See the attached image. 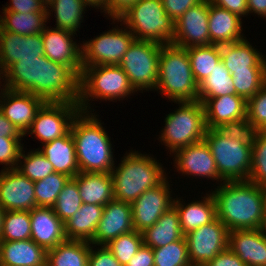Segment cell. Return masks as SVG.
<instances>
[{
  "instance_id": "1",
  "label": "cell",
  "mask_w": 266,
  "mask_h": 266,
  "mask_svg": "<svg viewBox=\"0 0 266 266\" xmlns=\"http://www.w3.org/2000/svg\"><path fill=\"white\" fill-rule=\"evenodd\" d=\"M79 78L72 68L42 55L12 64L0 76V86L32 93L45 102L78 103Z\"/></svg>"
},
{
  "instance_id": "2",
  "label": "cell",
  "mask_w": 266,
  "mask_h": 266,
  "mask_svg": "<svg viewBox=\"0 0 266 266\" xmlns=\"http://www.w3.org/2000/svg\"><path fill=\"white\" fill-rule=\"evenodd\" d=\"M211 190L217 218L232 230L259 229L266 211L264 187L248 180L227 181Z\"/></svg>"
},
{
  "instance_id": "3",
  "label": "cell",
  "mask_w": 266,
  "mask_h": 266,
  "mask_svg": "<svg viewBox=\"0 0 266 266\" xmlns=\"http://www.w3.org/2000/svg\"><path fill=\"white\" fill-rule=\"evenodd\" d=\"M98 117L80 111L71 124L80 172L110 173L116 164L111 139Z\"/></svg>"
},
{
  "instance_id": "4",
  "label": "cell",
  "mask_w": 266,
  "mask_h": 266,
  "mask_svg": "<svg viewBox=\"0 0 266 266\" xmlns=\"http://www.w3.org/2000/svg\"><path fill=\"white\" fill-rule=\"evenodd\" d=\"M120 161L110 172L113 197L118 201L132 204L146 190L155 188L168 176L159 160L140 151L126 152Z\"/></svg>"
},
{
  "instance_id": "5",
  "label": "cell",
  "mask_w": 266,
  "mask_h": 266,
  "mask_svg": "<svg viewBox=\"0 0 266 266\" xmlns=\"http://www.w3.org/2000/svg\"><path fill=\"white\" fill-rule=\"evenodd\" d=\"M158 70L154 91L174 103L198 100L199 85L194 79L186 48L162 45Z\"/></svg>"
},
{
  "instance_id": "6",
  "label": "cell",
  "mask_w": 266,
  "mask_h": 266,
  "mask_svg": "<svg viewBox=\"0 0 266 266\" xmlns=\"http://www.w3.org/2000/svg\"><path fill=\"white\" fill-rule=\"evenodd\" d=\"M136 92L119 65L83 66L79 78L78 105L81 112L92 113L95 110L91 109L90 100L115 102Z\"/></svg>"
},
{
  "instance_id": "7",
  "label": "cell",
  "mask_w": 266,
  "mask_h": 266,
  "mask_svg": "<svg viewBox=\"0 0 266 266\" xmlns=\"http://www.w3.org/2000/svg\"><path fill=\"white\" fill-rule=\"evenodd\" d=\"M178 109L165 117L159 141L170 151V155L180 148L204 140L207 126L203 103L199 100L176 102ZM163 142V143H162Z\"/></svg>"
},
{
  "instance_id": "8",
  "label": "cell",
  "mask_w": 266,
  "mask_h": 266,
  "mask_svg": "<svg viewBox=\"0 0 266 266\" xmlns=\"http://www.w3.org/2000/svg\"><path fill=\"white\" fill-rule=\"evenodd\" d=\"M136 40H149L161 44H172L175 22L166 14L161 0H139L119 19Z\"/></svg>"
},
{
  "instance_id": "9",
  "label": "cell",
  "mask_w": 266,
  "mask_h": 266,
  "mask_svg": "<svg viewBox=\"0 0 266 266\" xmlns=\"http://www.w3.org/2000/svg\"><path fill=\"white\" fill-rule=\"evenodd\" d=\"M204 140L210 148L223 182L248 180L252 150L224 135L218 128H207Z\"/></svg>"
},
{
  "instance_id": "10",
  "label": "cell",
  "mask_w": 266,
  "mask_h": 266,
  "mask_svg": "<svg viewBox=\"0 0 266 266\" xmlns=\"http://www.w3.org/2000/svg\"><path fill=\"white\" fill-rule=\"evenodd\" d=\"M162 45L154 41L135 39L118 64L137 93L156 88Z\"/></svg>"
},
{
  "instance_id": "11",
  "label": "cell",
  "mask_w": 266,
  "mask_h": 266,
  "mask_svg": "<svg viewBox=\"0 0 266 266\" xmlns=\"http://www.w3.org/2000/svg\"><path fill=\"white\" fill-rule=\"evenodd\" d=\"M111 29L91 40L82 42L83 66L118 65L120 63L135 37L126 26L118 27L117 25Z\"/></svg>"
},
{
  "instance_id": "12",
  "label": "cell",
  "mask_w": 266,
  "mask_h": 266,
  "mask_svg": "<svg viewBox=\"0 0 266 266\" xmlns=\"http://www.w3.org/2000/svg\"><path fill=\"white\" fill-rule=\"evenodd\" d=\"M79 112L78 103L45 102L24 136L34 135L42 144L63 137L70 131L72 121Z\"/></svg>"
},
{
  "instance_id": "13",
  "label": "cell",
  "mask_w": 266,
  "mask_h": 266,
  "mask_svg": "<svg viewBox=\"0 0 266 266\" xmlns=\"http://www.w3.org/2000/svg\"><path fill=\"white\" fill-rule=\"evenodd\" d=\"M190 264L204 266L228 248L229 230L216 217L212 222L190 231L185 236Z\"/></svg>"
},
{
  "instance_id": "14",
  "label": "cell",
  "mask_w": 266,
  "mask_h": 266,
  "mask_svg": "<svg viewBox=\"0 0 266 266\" xmlns=\"http://www.w3.org/2000/svg\"><path fill=\"white\" fill-rule=\"evenodd\" d=\"M168 177L155 188L146 190L132 204L134 230L142 233L173 207L174 198ZM171 190V191H170Z\"/></svg>"
},
{
  "instance_id": "15",
  "label": "cell",
  "mask_w": 266,
  "mask_h": 266,
  "mask_svg": "<svg viewBox=\"0 0 266 266\" xmlns=\"http://www.w3.org/2000/svg\"><path fill=\"white\" fill-rule=\"evenodd\" d=\"M208 20L209 0H203L175 21L172 44L181 48L212 45Z\"/></svg>"
},
{
  "instance_id": "16",
  "label": "cell",
  "mask_w": 266,
  "mask_h": 266,
  "mask_svg": "<svg viewBox=\"0 0 266 266\" xmlns=\"http://www.w3.org/2000/svg\"><path fill=\"white\" fill-rule=\"evenodd\" d=\"M0 206L5 211H31L36 208L34 181L17 169H1Z\"/></svg>"
},
{
  "instance_id": "17",
  "label": "cell",
  "mask_w": 266,
  "mask_h": 266,
  "mask_svg": "<svg viewBox=\"0 0 266 266\" xmlns=\"http://www.w3.org/2000/svg\"><path fill=\"white\" fill-rule=\"evenodd\" d=\"M0 111L25 135L45 101L29 92L15 91L0 86Z\"/></svg>"
},
{
  "instance_id": "18",
  "label": "cell",
  "mask_w": 266,
  "mask_h": 266,
  "mask_svg": "<svg viewBox=\"0 0 266 266\" xmlns=\"http://www.w3.org/2000/svg\"><path fill=\"white\" fill-rule=\"evenodd\" d=\"M174 168L182 176L207 178L220 181L215 160L205 140L180 148L173 153ZM175 159V160H174Z\"/></svg>"
},
{
  "instance_id": "19",
  "label": "cell",
  "mask_w": 266,
  "mask_h": 266,
  "mask_svg": "<svg viewBox=\"0 0 266 266\" xmlns=\"http://www.w3.org/2000/svg\"><path fill=\"white\" fill-rule=\"evenodd\" d=\"M44 55L50 60L72 68L79 76L82 74V43L74 40L77 34L66 30L45 27L41 32Z\"/></svg>"
},
{
  "instance_id": "20",
  "label": "cell",
  "mask_w": 266,
  "mask_h": 266,
  "mask_svg": "<svg viewBox=\"0 0 266 266\" xmlns=\"http://www.w3.org/2000/svg\"><path fill=\"white\" fill-rule=\"evenodd\" d=\"M133 230L131 204L113 199L104 206L91 244L106 245L118 236Z\"/></svg>"
},
{
  "instance_id": "21",
  "label": "cell",
  "mask_w": 266,
  "mask_h": 266,
  "mask_svg": "<svg viewBox=\"0 0 266 266\" xmlns=\"http://www.w3.org/2000/svg\"><path fill=\"white\" fill-rule=\"evenodd\" d=\"M42 55L44 46L41 33L25 36L0 27V76L17 61Z\"/></svg>"
},
{
  "instance_id": "22",
  "label": "cell",
  "mask_w": 266,
  "mask_h": 266,
  "mask_svg": "<svg viewBox=\"0 0 266 266\" xmlns=\"http://www.w3.org/2000/svg\"><path fill=\"white\" fill-rule=\"evenodd\" d=\"M30 212L31 236L37 245L46 251L65 242L64 223L56 216L52 207H36Z\"/></svg>"
},
{
  "instance_id": "23",
  "label": "cell",
  "mask_w": 266,
  "mask_h": 266,
  "mask_svg": "<svg viewBox=\"0 0 266 266\" xmlns=\"http://www.w3.org/2000/svg\"><path fill=\"white\" fill-rule=\"evenodd\" d=\"M221 61L231 73L242 71H266V57L245 38L220 45Z\"/></svg>"
},
{
  "instance_id": "24",
  "label": "cell",
  "mask_w": 266,
  "mask_h": 266,
  "mask_svg": "<svg viewBox=\"0 0 266 266\" xmlns=\"http://www.w3.org/2000/svg\"><path fill=\"white\" fill-rule=\"evenodd\" d=\"M198 100L203 103L207 128H219L226 122L246 118L247 101L239 95Z\"/></svg>"
},
{
  "instance_id": "25",
  "label": "cell",
  "mask_w": 266,
  "mask_h": 266,
  "mask_svg": "<svg viewBox=\"0 0 266 266\" xmlns=\"http://www.w3.org/2000/svg\"><path fill=\"white\" fill-rule=\"evenodd\" d=\"M242 18L227 9L216 6L209 0V36L213 45L241 41L244 37Z\"/></svg>"
},
{
  "instance_id": "26",
  "label": "cell",
  "mask_w": 266,
  "mask_h": 266,
  "mask_svg": "<svg viewBox=\"0 0 266 266\" xmlns=\"http://www.w3.org/2000/svg\"><path fill=\"white\" fill-rule=\"evenodd\" d=\"M228 248L247 266H266V239L259 229L229 231Z\"/></svg>"
},
{
  "instance_id": "27",
  "label": "cell",
  "mask_w": 266,
  "mask_h": 266,
  "mask_svg": "<svg viewBox=\"0 0 266 266\" xmlns=\"http://www.w3.org/2000/svg\"><path fill=\"white\" fill-rule=\"evenodd\" d=\"M206 194L201 197L203 199L187 204L183 203L185 201L183 199L181 201L179 197L174 198L173 207L178 213L181 231L184 235L212 222L217 217L215 198L212 192Z\"/></svg>"
},
{
  "instance_id": "28",
  "label": "cell",
  "mask_w": 266,
  "mask_h": 266,
  "mask_svg": "<svg viewBox=\"0 0 266 266\" xmlns=\"http://www.w3.org/2000/svg\"><path fill=\"white\" fill-rule=\"evenodd\" d=\"M47 251L33 240L0 241V266H46Z\"/></svg>"
},
{
  "instance_id": "29",
  "label": "cell",
  "mask_w": 266,
  "mask_h": 266,
  "mask_svg": "<svg viewBox=\"0 0 266 266\" xmlns=\"http://www.w3.org/2000/svg\"><path fill=\"white\" fill-rule=\"evenodd\" d=\"M42 147L37 148L38 151L53 165L56 173L74 178L80 172L71 131L63 137L42 144Z\"/></svg>"
},
{
  "instance_id": "30",
  "label": "cell",
  "mask_w": 266,
  "mask_h": 266,
  "mask_svg": "<svg viewBox=\"0 0 266 266\" xmlns=\"http://www.w3.org/2000/svg\"><path fill=\"white\" fill-rule=\"evenodd\" d=\"M72 179L83 203L105 206L114 199L110 173L79 172Z\"/></svg>"
},
{
  "instance_id": "31",
  "label": "cell",
  "mask_w": 266,
  "mask_h": 266,
  "mask_svg": "<svg viewBox=\"0 0 266 266\" xmlns=\"http://www.w3.org/2000/svg\"><path fill=\"white\" fill-rule=\"evenodd\" d=\"M104 206L83 203L71 218L64 222L67 240L92 241Z\"/></svg>"
},
{
  "instance_id": "32",
  "label": "cell",
  "mask_w": 266,
  "mask_h": 266,
  "mask_svg": "<svg viewBox=\"0 0 266 266\" xmlns=\"http://www.w3.org/2000/svg\"><path fill=\"white\" fill-rule=\"evenodd\" d=\"M143 243L152 249L163 247L184 238L179 216L174 207L164 212L157 222L142 232Z\"/></svg>"
},
{
  "instance_id": "33",
  "label": "cell",
  "mask_w": 266,
  "mask_h": 266,
  "mask_svg": "<svg viewBox=\"0 0 266 266\" xmlns=\"http://www.w3.org/2000/svg\"><path fill=\"white\" fill-rule=\"evenodd\" d=\"M88 6L82 0H53L46 8L47 20L54 12L57 29L77 34ZM51 9V10H50ZM52 12V13H51Z\"/></svg>"
},
{
  "instance_id": "34",
  "label": "cell",
  "mask_w": 266,
  "mask_h": 266,
  "mask_svg": "<svg viewBox=\"0 0 266 266\" xmlns=\"http://www.w3.org/2000/svg\"><path fill=\"white\" fill-rule=\"evenodd\" d=\"M91 243L66 240L47 250L46 266H88Z\"/></svg>"
},
{
  "instance_id": "35",
  "label": "cell",
  "mask_w": 266,
  "mask_h": 266,
  "mask_svg": "<svg viewBox=\"0 0 266 266\" xmlns=\"http://www.w3.org/2000/svg\"><path fill=\"white\" fill-rule=\"evenodd\" d=\"M0 27L6 31L19 35H35L41 33L47 26V12H2Z\"/></svg>"
},
{
  "instance_id": "36",
  "label": "cell",
  "mask_w": 266,
  "mask_h": 266,
  "mask_svg": "<svg viewBox=\"0 0 266 266\" xmlns=\"http://www.w3.org/2000/svg\"><path fill=\"white\" fill-rule=\"evenodd\" d=\"M186 50L194 79L199 85L221 61L220 45L192 46Z\"/></svg>"
},
{
  "instance_id": "37",
  "label": "cell",
  "mask_w": 266,
  "mask_h": 266,
  "mask_svg": "<svg viewBox=\"0 0 266 266\" xmlns=\"http://www.w3.org/2000/svg\"><path fill=\"white\" fill-rule=\"evenodd\" d=\"M228 94H236L235 87L230 72L220 61L211 74L199 84L198 98H213Z\"/></svg>"
},
{
  "instance_id": "38",
  "label": "cell",
  "mask_w": 266,
  "mask_h": 266,
  "mask_svg": "<svg viewBox=\"0 0 266 266\" xmlns=\"http://www.w3.org/2000/svg\"><path fill=\"white\" fill-rule=\"evenodd\" d=\"M17 170L34 182L55 172L53 165L38 149H31L28 153L22 149Z\"/></svg>"
},
{
  "instance_id": "39",
  "label": "cell",
  "mask_w": 266,
  "mask_h": 266,
  "mask_svg": "<svg viewBox=\"0 0 266 266\" xmlns=\"http://www.w3.org/2000/svg\"><path fill=\"white\" fill-rule=\"evenodd\" d=\"M31 236L29 211H5L0 241L27 240Z\"/></svg>"
},
{
  "instance_id": "40",
  "label": "cell",
  "mask_w": 266,
  "mask_h": 266,
  "mask_svg": "<svg viewBox=\"0 0 266 266\" xmlns=\"http://www.w3.org/2000/svg\"><path fill=\"white\" fill-rule=\"evenodd\" d=\"M70 177L62 173H52L34 182L37 207H52Z\"/></svg>"
},
{
  "instance_id": "41",
  "label": "cell",
  "mask_w": 266,
  "mask_h": 266,
  "mask_svg": "<svg viewBox=\"0 0 266 266\" xmlns=\"http://www.w3.org/2000/svg\"><path fill=\"white\" fill-rule=\"evenodd\" d=\"M154 266H192L185 237L153 249Z\"/></svg>"
},
{
  "instance_id": "42",
  "label": "cell",
  "mask_w": 266,
  "mask_h": 266,
  "mask_svg": "<svg viewBox=\"0 0 266 266\" xmlns=\"http://www.w3.org/2000/svg\"><path fill=\"white\" fill-rule=\"evenodd\" d=\"M82 204L77 183L70 178L52 208L56 216L64 223L79 211Z\"/></svg>"
},
{
  "instance_id": "43",
  "label": "cell",
  "mask_w": 266,
  "mask_h": 266,
  "mask_svg": "<svg viewBox=\"0 0 266 266\" xmlns=\"http://www.w3.org/2000/svg\"><path fill=\"white\" fill-rule=\"evenodd\" d=\"M142 233L133 230L129 233L122 234L117 238L111 240L106 246L120 262L125 266L129 259L140 249L143 245Z\"/></svg>"
},
{
  "instance_id": "44",
  "label": "cell",
  "mask_w": 266,
  "mask_h": 266,
  "mask_svg": "<svg viewBox=\"0 0 266 266\" xmlns=\"http://www.w3.org/2000/svg\"><path fill=\"white\" fill-rule=\"evenodd\" d=\"M236 95L246 101L266 84V71H242L231 73Z\"/></svg>"
},
{
  "instance_id": "45",
  "label": "cell",
  "mask_w": 266,
  "mask_h": 266,
  "mask_svg": "<svg viewBox=\"0 0 266 266\" xmlns=\"http://www.w3.org/2000/svg\"><path fill=\"white\" fill-rule=\"evenodd\" d=\"M248 181L266 186V131H259L252 149L251 170Z\"/></svg>"
},
{
  "instance_id": "46",
  "label": "cell",
  "mask_w": 266,
  "mask_h": 266,
  "mask_svg": "<svg viewBox=\"0 0 266 266\" xmlns=\"http://www.w3.org/2000/svg\"><path fill=\"white\" fill-rule=\"evenodd\" d=\"M218 129L227 137L240 141L243 146L251 150L254 148L259 132L256 126L249 122L247 118L226 122Z\"/></svg>"
},
{
  "instance_id": "47",
  "label": "cell",
  "mask_w": 266,
  "mask_h": 266,
  "mask_svg": "<svg viewBox=\"0 0 266 266\" xmlns=\"http://www.w3.org/2000/svg\"><path fill=\"white\" fill-rule=\"evenodd\" d=\"M246 118L259 131H266V84L247 100Z\"/></svg>"
},
{
  "instance_id": "48",
  "label": "cell",
  "mask_w": 266,
  "mask_h": 266,
  "mask_svg": "<svg viewBox=\"0 0 266 266\" xmlns=\"http://www.w3.org/2000/svg\"><path fill=\"white\" fill-rule=\"evenodd\" d=\"M23 137H0V164L3 170L17 169Z\"/></svg>"
},
{
  "instance_id": "49",
  "label": "cell",
  "mask_w": 266,
  "mask_h": 266,
  "mask_svg": "<svg viewBox=\"0 0 266 266\" xmlns=\"http://www.w3.org/2000/svg\"><path fill=\"white\" fill-rule=\"evenodd\" d=\"M91 244L88 266H122L106 245L96 247ZM98 248V249H97Z\"/></svg>"
},
{
  "instance_id": "50",
  "label": "cell",
  "mask_w": 266,
  "mask_h": 266,
  "mask_svg": "<svg viewBox=\"0 0 266 266\" xmlns=\"http://www.w3.org/2000/svg\"><path fill=\"white\" fill-rule=\"evenodd\" d=\"M167 15L175 22L189 8L198 5L203 0H161Z\"/></svg>"
},
{
  "instance_id": "51",
  "label": "cell",
  "mask_w": 266,
  "mask_h": 266,
  "mask_svg": "<svg viewBox=\"0 0 266 266\" xmlns=\"http://www.w3.org/2000/svg\"><path fill=\"white\" fill-rule=\"evenodd\" d=\"M10 3L2 8V12H17V13H30V12H46V8L40 0H10Z\"/></svg>"
},
{
  "instance_id": "52",
  "label": "cell",
  "mask_w": 266,
  "mask_h": 266,
  "mask_svg": "<svg viewBox=\"0 0 266 266\" xmlns=\"http://www.w3.org/2000/svg\"><path fill=\"white\" fill-rule=\"evenodd\" d=\"M139 0H107L105 15L107 19H119Z\"/></svg>"
},
{
  "instance_id": "53",
  "label": "cell",
  "mask_w": 266,
  "mask_h": 266,
  "mask_svg": "<svg viewBox=\"0 0 266 266\" xmlns=\"http://www.w3.org/2000/svg\"><path fill=\"white\" fill-rule=\"evenodd\" d=\"M204 266H247L238 255L226 248Z\"/></svg>"
},
{
  "instance_id": "54",
  "label": "cell",
  "mask_w": 266,
  "mask_h": 266,
  "mask_svg": "<svg viewBox=\"0 0 266 266\" xmlns=\"http://www.w3.org/2000/svg\"><path fill=\"white\" fill-rule=\"evenodd\" d=\"M125 266H154L153 249L143 244Z\"/></svg>"
},
{
  "instance_id": "55",
  "label": "cell",
  "mask_w": 266,
  "mask_h": 266,
  "mask_svg": "<svg viewBox=\"0 0 266 266\" xmlns=\"http://www.w3.org/2000/svg\"><path fill=\"white\" fill-rule=\"evenodd\" d=\"M211 2L238 15L240 18L249 14L247 0H211Z\"/></svg>"
},
{
  "instance_id": "56",
  "label": "cell",
  "mask_w": 266,
  "mask_h": 266,
  "mask_svg": "<svg viewBox=\"0 0 266 266\" xmlns=\"http://www.w3.org/2000/svg\"><path fill=\"white\" fill-rule=\"evenodd\" d=\"M0 137H25L0 111Z\"/></svg>"
},
{
  "instance_id": "57",
  "label": "cell",
  "mask_w": 266,
  "mask_h": 266,
  "mask_svg": "<svg viewBox=\"0 0 266 266\" xmlns=\"http://www.w3.org/2000/svg\"><path fill=\"white\" fill-rule=\"evenodd\" d=\"M247 7L250 13H254L266 19V0H247Z\"/></svg>"
},
{
  "instance_id": "58",
  "label": "cell",
  "mask_w": 266,
  "mask_h": 266,
  "mask_svg": "<svg viewBox=\"0 0 266 266\" xmlns=\"http://www.w3.org/2000/svg\"><path fill=\"white\" fill-rule=\"evenodd\" d=\"M87 6L92 8L100 9L101 12L105 13V7L107 5V0H82ZM103 10V11H102Z\"/></svg>"
},
{
  "instance_id": "59",
  "label": "cell",
  "mask_w": 266,
  "mask_h": 266,
  "mask_svg": "<svg viewBox=\"0 0 266 266\" xmlns=\"http://www.w3.org/2000/svg\"><path fill=\"white\" fill-rule=\"evenodd\" d=\"M261 234L263 235V237L266 239V211L264 213V216L262 218V222L259 228Z\"/></svg>"
},
{
  "instance_id": "60",
  "label": "cell",
  "mask_w": 266,
  "mask_h": 266,
  "mask_svg": "<svg viewBox=\"0 0 266 266\" xmlns=\"http://www.w3.org/2000/svg\"><path fill=\"white\" fill-rule=\"evenodd\" d=\"M5 214V210L0 206V236L2 234L3 231V217Z\"/></svg>"
},
{
  "instance_id": "61",
  "label": "cell",
  "mask_w": 266,
  "mask_h": 266,
  "mask_svg": "<svg viewBox=\"0 0 266 266\" xmlns=\"http://www.w3.org/2000/svg\"><path fill=\"white\" fill-rule=\"evenodd\" d=\"M53 0H40V2L44 5L45 8H47Z\"/></svg>"
}]
</instances>
